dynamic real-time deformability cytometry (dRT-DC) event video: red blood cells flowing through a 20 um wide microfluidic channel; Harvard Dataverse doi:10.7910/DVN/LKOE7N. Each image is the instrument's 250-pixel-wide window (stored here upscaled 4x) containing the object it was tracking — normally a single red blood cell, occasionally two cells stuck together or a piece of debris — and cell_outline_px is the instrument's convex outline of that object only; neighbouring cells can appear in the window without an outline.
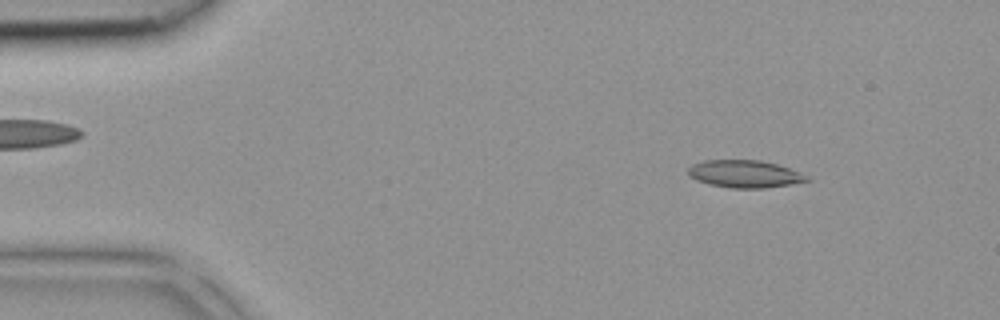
{"species": "common noctule bat (a hibernating species)", "species_latin": "Nyctalus noctula", "temperature_condition": "room temperature", "stored_images_in_passage": 40, "camera_frame_rate_fps": 3000, "um_per_image_px": 0.085, "animal": {"sex": "female", "body_mass_g": 18.4}, "frame": {"image": 1, "passage_image": 4, "time_ms": 1.0, "image_size_px": [1000, 320], "cell_outline_px": [[812, 180], [764, 188], [732, 188], [712, 184], [696, 180], [688, 176], [688, 168], [692, 164], [704, 160], [760, 160], [776, 164], [800, 172], [808, 176]], "centroid_in_image_um": [63.28, 14.77], "position_along_channel_um": 21.7, "area_um2": 18.84}}
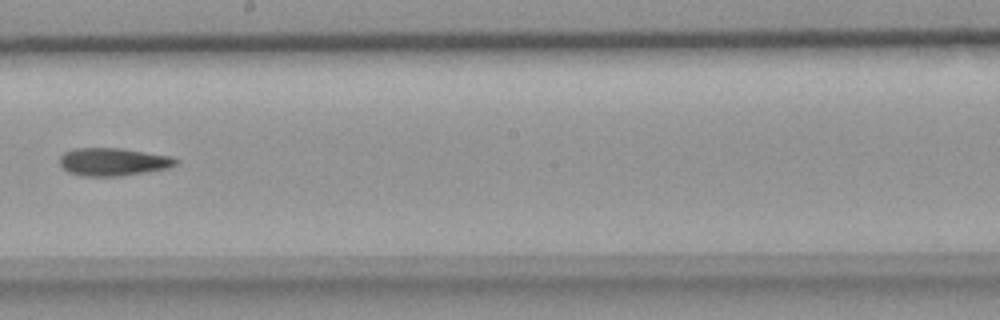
{"frame": {"image": 2, "passage_image": 22, "time_ms": 7.0, "image_size_px": [1000, 320], "cell_outline_px": [[180, 160], [176, 164], [168, 168], [120, 176], [84, 176], [68, 172], [60, 164], [60, 156], [64, 152], [72, 148], [120, 148], [172, 156]], "centroid_in_image_um": [9.62, 13.74], "position_along_channel_um": 238.6, "area_um2": 18.84}}
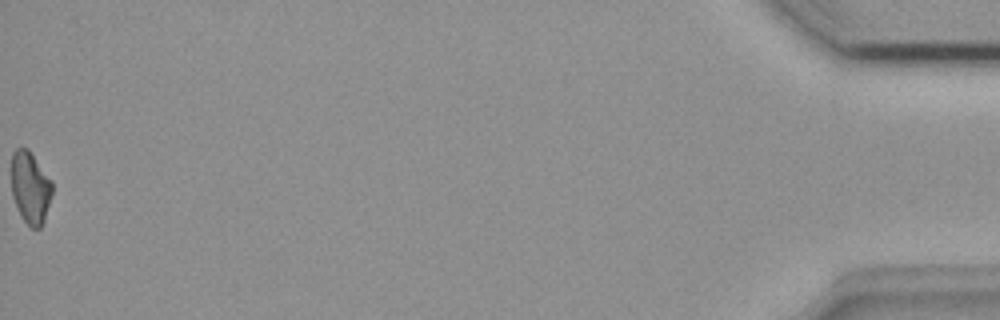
{"frame": {"image": 3, "passage_image": 40, "time_ms": 13.0, "image_size_px": [1000, 320], "cell_outline_px": [[52, 192], [44, 220], [40, 228], [32, 228], [24, 220], [12, 196], [12, 152], [16, 148], [28, 148], [52, 180]], "centroid_in_image_um": [2.58, 15.91], "position_along_channel_um": 432.6, "area_um2": 16.94}}